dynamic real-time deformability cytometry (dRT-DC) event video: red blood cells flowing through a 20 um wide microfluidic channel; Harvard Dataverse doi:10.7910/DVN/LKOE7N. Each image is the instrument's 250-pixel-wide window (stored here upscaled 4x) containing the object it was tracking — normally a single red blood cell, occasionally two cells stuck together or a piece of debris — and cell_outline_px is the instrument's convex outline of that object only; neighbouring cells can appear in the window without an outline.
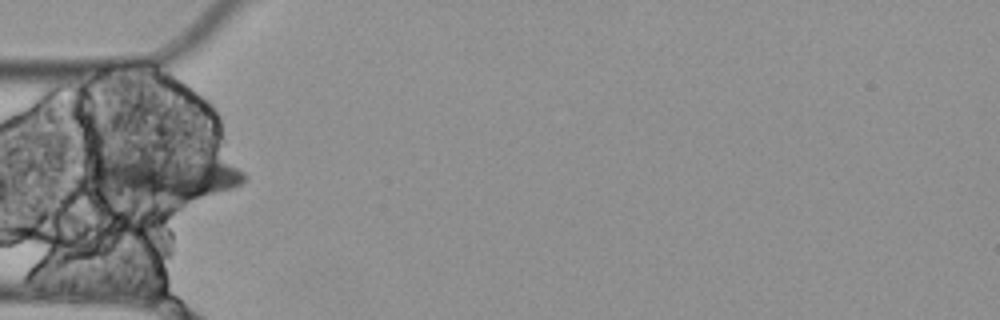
{"species": "Egyptian fruit bat (a non-hibernating species)", "species_latin": "Rousettus aegyptiacus", "temperature_condition": "cold", "stored_images_in_passage": 5, "segment_of_instrument_passage": [1, 2], "camera_frame_rate_fps": 3000, "um_per_image_px": 0.085, "animal": {"sex": "female"}, "frame": {"image": 1, "passage_image": 1, "time_ms": 0.0, "image_size_px": [1000, 320], "cell_outline_px": [[248, 176], [240, 184], [232, 188], [180, 204], [96, 196], [92, 172], [92, 168], [96, 164], [112, 160], [152, 156], [164, 156], [216, 160], [228, 164], [244, 172]], "centroid_in_image_um": [13.96, 15.19], "position_along_channel_um": 71.0, "area_um2": 40.92}}